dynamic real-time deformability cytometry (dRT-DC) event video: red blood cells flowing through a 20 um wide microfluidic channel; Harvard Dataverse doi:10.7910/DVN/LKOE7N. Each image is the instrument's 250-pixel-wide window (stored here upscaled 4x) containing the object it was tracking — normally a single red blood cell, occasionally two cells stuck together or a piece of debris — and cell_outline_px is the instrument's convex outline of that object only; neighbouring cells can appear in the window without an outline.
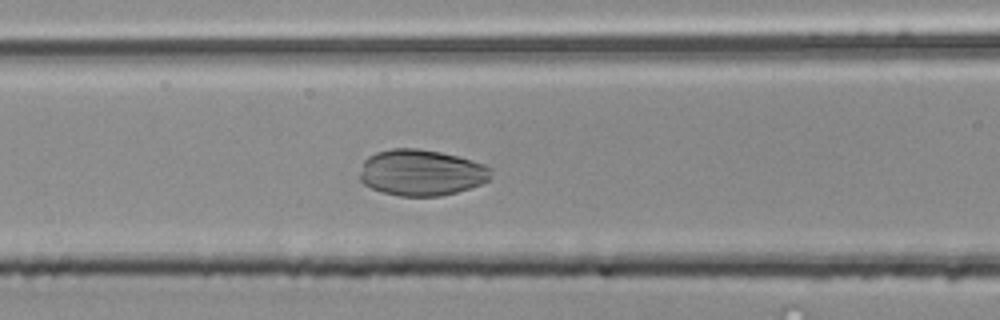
{"species": "common noctule bat (a hibernating species)", "species_latin": "Nyctalus noctula", "temperature_condition": "room temperature", "stored_images_in_passage": 53, "camera_frame_rate_fps": 3000, "um_per_image_px": 0.085, "animal": {"sex": "male", "body_mass_g": 20.4}, "frame": {"image": 1, "passage_image": 22, "time_ms": 7.0, "image_size_px": [1000, 320], "cell_outline_px": [[492, 176], [488, 180], [480, 184], [456, 192], [440, 196], [400, 196], [380, 192], [364, 184], [360, 180], [360, 176], [364, 160], [368, 156], [376, 152], [392, 148], [416, 148], [440, 152], [472, 160], [484, 164], [492, 168]], "centroid_in_image_um": [35.81, 14.67], "position_along_channel_um": 130.8, "area_um2": 35.32}}
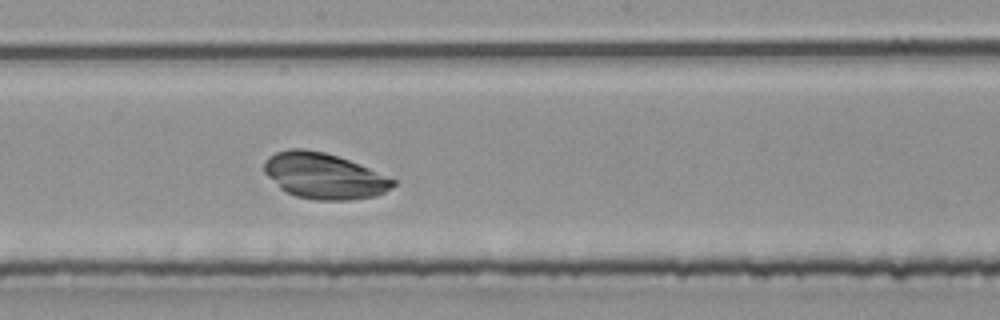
{"frame": {"image": 2, "passage_image": 29, "time_ms": 9.333, "image_size_px": [1000, 320], "cell_outline_px": [[396, 184], [392, 188], [376, 196], [348, 200], [316, 200], [296, 196], [284, 192], [264, 172], [264, 160], [268, 156], [276, 152], [288, 148], [304, 148], [324, 152], [360, 164], [396, 180]], "centroid_in_image_um": [27.52, 14.95], "position_along_channel_um": 220.7, "area_um2": 34.51}}
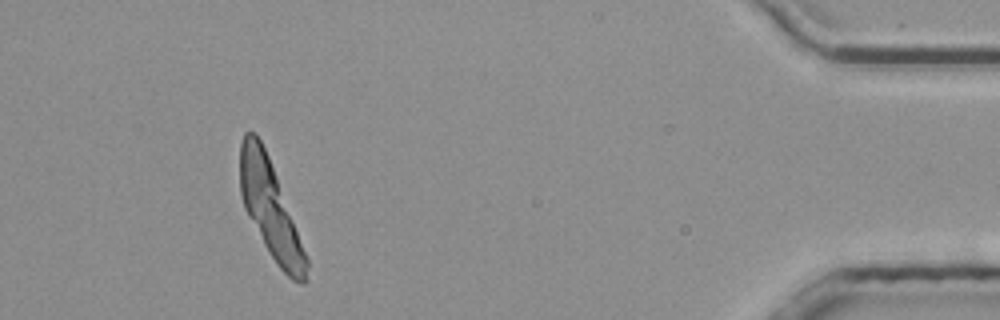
{"frame": {"image": 3, "passage_image": 49, "time_ms": 16.0, "image_size_px": [1000, 320], "cell_outline_px": [[308, 280], [304, 284], [300, 284], [292, 280], [276, 264], [268, 252], [248, 216], [244, 208], [240, 192], [240, 144], [244, 132], [256, 132], [268, 156], [308, 260]], "centroid_in_image_um": [22.96, 17.82], "position_along_channel_um": 412.2, "area_um2": 36.7}}